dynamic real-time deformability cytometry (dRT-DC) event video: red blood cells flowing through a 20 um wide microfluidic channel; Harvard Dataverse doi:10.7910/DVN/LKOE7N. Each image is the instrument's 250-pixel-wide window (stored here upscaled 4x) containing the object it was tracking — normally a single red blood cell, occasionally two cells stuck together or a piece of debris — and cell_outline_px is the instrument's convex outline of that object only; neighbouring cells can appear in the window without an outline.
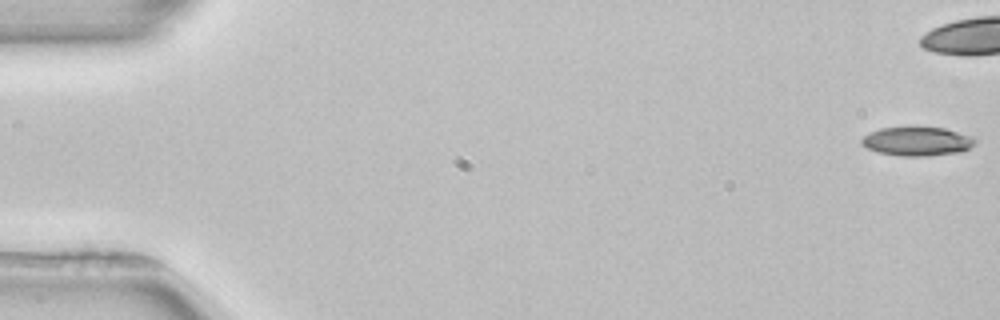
{"species": "common noctule bat (a hibernating species)", "species_latin": "Nyctalus noctula", "temperature_condition": "room temperature", "stored_images_in_passage": 42, "camera_frame_rate_fps": 3000, "um_per_image_px": 0.085, "animal": {"sex": "female", "body_mass_g": 22.7, "forearm_length_mm": 54.2}, "frame": {"image": 1, "passage_image": 1, "time_ms": 0.0, "image_size_px": [1000, 320], "cell_outline_px": [[976, 140], [968, 148], [960, 152], [928, 156], [900, 156], [876, 152], [860, 144], [860, 140], [864, 136], [880, 128], [944, 128], [972, 136]], "centroid_in_image_um": [77.93, 12.03], "position_along_channel_um": 7.1, "area_um2": 18.84}}